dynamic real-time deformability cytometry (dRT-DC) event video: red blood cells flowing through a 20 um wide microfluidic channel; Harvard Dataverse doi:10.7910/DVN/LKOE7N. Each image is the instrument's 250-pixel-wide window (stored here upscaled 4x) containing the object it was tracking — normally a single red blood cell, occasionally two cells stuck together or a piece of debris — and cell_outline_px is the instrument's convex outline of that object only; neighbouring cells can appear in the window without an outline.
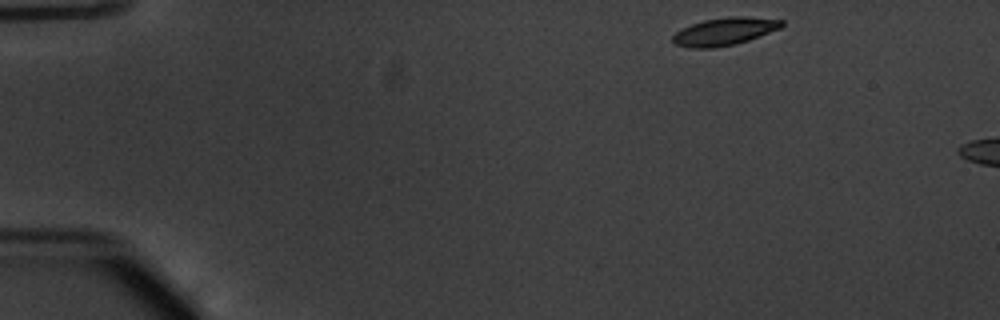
{"species": "common noctule bat (a hibernating species)", "species_latin": "Nyctalus noctula", "temperature_condition": "warm", "stored_images_in_passage": 6, "camera_frame_rate_fps": 3000, "um_per_image_px": 0.085, "animal": {"sex": "male", "body_mass_g": 20.1, "forearm_length_mm": 53.5}, "frame": {"image": 1, "passage_image": 1, "time_ms": 0.0, "image_size_px": [1000, 320], "cell_outline_px": [[784, 24], [780, 28], [748, 40], [736, 44], [712, 48], [692, 48], [676, 44], [672, 40], [672, 36], [676, 32], [692, 24], [704, 20], [728, 16], [744, 16], [784, 20]], "centroid_in_image_um": [61.59, 2.67], "position_along_channel_um": 23.4, "area_um2": 17.4}}